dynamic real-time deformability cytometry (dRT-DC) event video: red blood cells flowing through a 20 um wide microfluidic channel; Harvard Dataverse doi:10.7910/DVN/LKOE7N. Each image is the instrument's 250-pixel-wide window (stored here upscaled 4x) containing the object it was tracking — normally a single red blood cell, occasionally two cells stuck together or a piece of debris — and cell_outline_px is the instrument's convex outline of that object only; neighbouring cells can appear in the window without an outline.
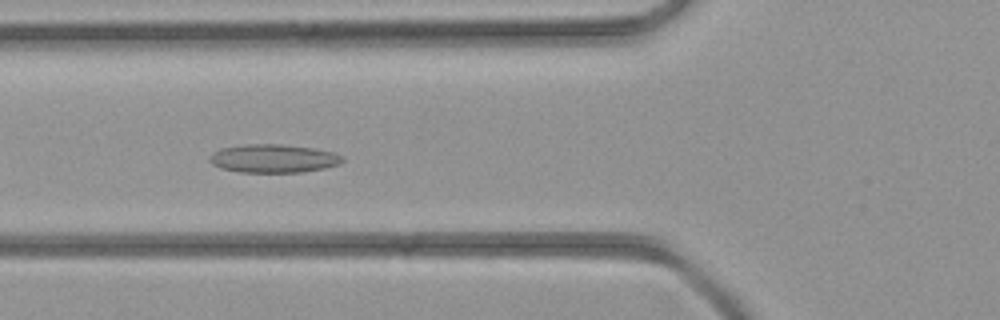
{"species": "common noctule bat (a hibernating species)", "species_latin": "Nyctalus noctula", "temperature_condition": "room temperature", "stored_images_in_passage": 28, "camera_frame_rate_fps": 3000, "um_per_image_px": 0.085, "animal": {"sex": "female", "body_mass_g": 21.9}, "frame": {"image": 1, "passage_image": 5, "time_ms": 1.333, "image_size_px": [1000, 320], "cell_outline_px": [[344, 160], [340, 164], [324, 168], [300, 172], [240, 172], [220, 168], [212, 164], [208, 160], [208, 156], [212, 152], [220, 148], [244, 144], [284, 144], [312, 148], [332, 152], [344, 156]], "centroid_in_image_um": [23.2, 13.46], "position_along_channel_um": 102.6, "area_um2": 22.14}}
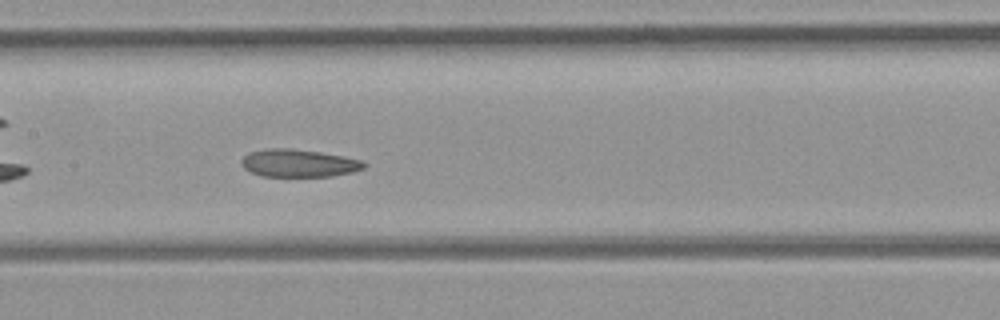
{"frame": {"image": 2, "passage_image": 10, "time_ms": 3.0, "image_size_px": [1000, 320], "cell_outline_px": [[368, 164], [364, 168], [352, 172], [332, 176], [260, 176], [244, 168], [240, 160], [248, 152], [264, 148], [292, 148], [320, 152], [344, 156], [364, 160]], "centroid_in_image_um": [25.4, 13.85], "position_along_channel_um": 182.0, "area_um2": 20.0}}
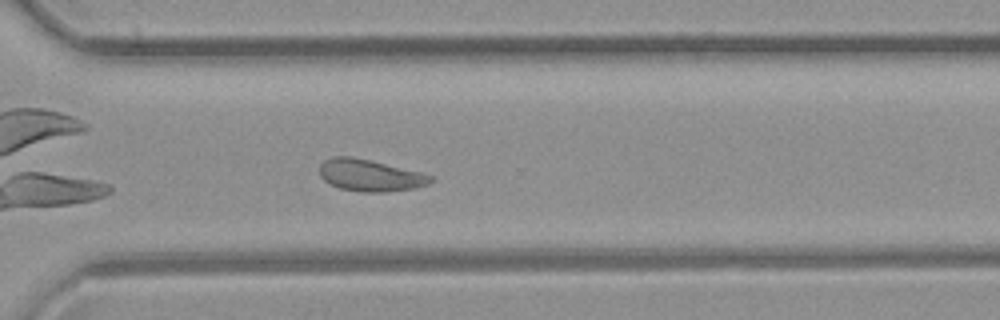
{"frame": {"image": 3, "passage_image": 20, "time_ms": 6.333, "image_size_px": [1000, 320], "cell_outline_px": [[432, 180], [428, 184], [412, 188], [388, 192], [364, 192], [340, 188], [328, 184], [320, 176], [320, 164], [324, 160], [332, 156], [352, 156], [420, 172], [432, 176]], "centroid_in_image_um": [31.4, 14.9], "position_along_channel_um": 339.2, "area_um2": 20.46}}